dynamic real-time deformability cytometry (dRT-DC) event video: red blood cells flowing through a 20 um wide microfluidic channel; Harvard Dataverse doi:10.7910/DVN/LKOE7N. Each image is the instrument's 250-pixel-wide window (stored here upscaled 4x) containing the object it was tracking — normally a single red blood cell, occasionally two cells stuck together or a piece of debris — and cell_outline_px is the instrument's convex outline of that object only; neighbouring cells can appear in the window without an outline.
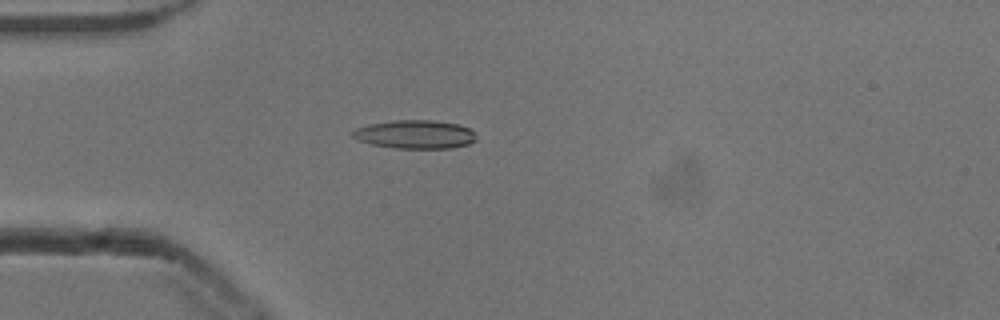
{"species": "common noctule bat (a hibernating species)", "species_latin": "Nyctalus noctula", "temperature_condition": "cold", "stored_images_in_passage": 46, "camera_frame_rate_fps": 3000, "um_per_image_px": 0.085, "animal": {"sex": "male", "body_mass_g": 13.3}, "frame": {"image": 1, "passage_image": 8, "time_ms": 2.333, "image_size_px": [1000, 320], "cell_outline_px": [[476, 140], [468, 144], [452, 148], [392, 148], [372, 144], [360, 140], [352, 136], [352, 132], [356, 128], [368, 124], [392, 120], [432, 120], [456, 124], [468, 128], [476, 136]], "centroid_in_image_um": [35.26, 11.42], "position_along_channel_um": 49.7, "area_um2": 20.4}}
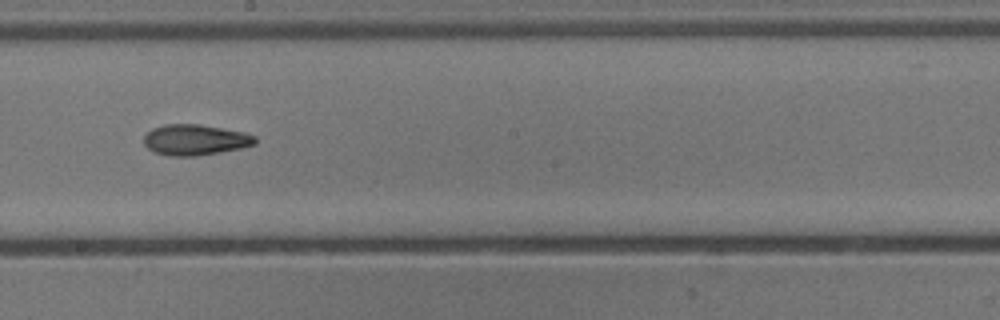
{"frame": {"image": 2, "passage_image": 23, "time_ms": 7.333, "image_size_px": [1000, 320], "cell_outline_px": [[256, 144], [240, 148], [220, 152], [196, 156], [168, 156], [156, 152], [148, 148], [144, 144], [144, 136], [152, 128], [164, 124], [200, 124], [244, 132], [256, 136]], "centroid_in_image_um": [16.59, 11.88], "position_along_channel_um": 231.6, "area_um2": 19.94}}
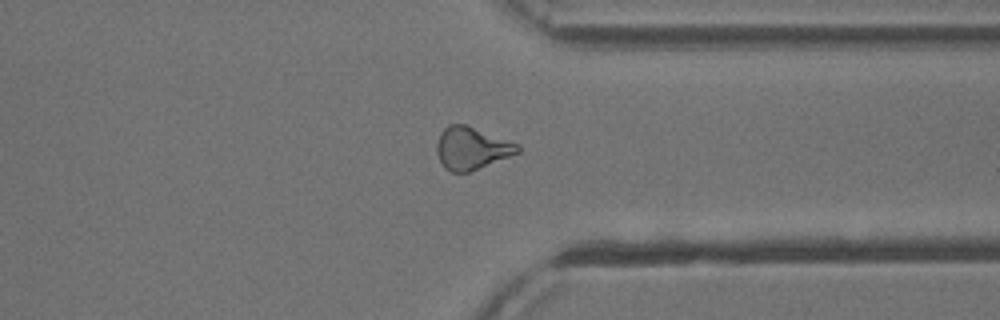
{"frame": {"image": 3, "passage_image": 34, "time_ms": 11.0, "image_size_px": [1000, 320], "cell_outline_px": [[520, 152], [468, 172], [452, 172], [444, 168], [436, 152], [436, 144], [440, 132], [448, 124], [468, 124], [520, 144]], "centroid_in_image_um": [40.08, 12.57], "position_along_channel_um": 371.3, "area_um2": 20.17}, "authors_computed_cell_mechanics": {"area_um2": 19.5075, "velocity_mm_per_s": 3.8714, "shape_relaxation_time_tau1_ms": 9.8208, "shape_relaxation_time_tau2_ms": 2.8585, "deformation_change_tau1": 0.2492, "deformation_change_tau2": 0.1195}}